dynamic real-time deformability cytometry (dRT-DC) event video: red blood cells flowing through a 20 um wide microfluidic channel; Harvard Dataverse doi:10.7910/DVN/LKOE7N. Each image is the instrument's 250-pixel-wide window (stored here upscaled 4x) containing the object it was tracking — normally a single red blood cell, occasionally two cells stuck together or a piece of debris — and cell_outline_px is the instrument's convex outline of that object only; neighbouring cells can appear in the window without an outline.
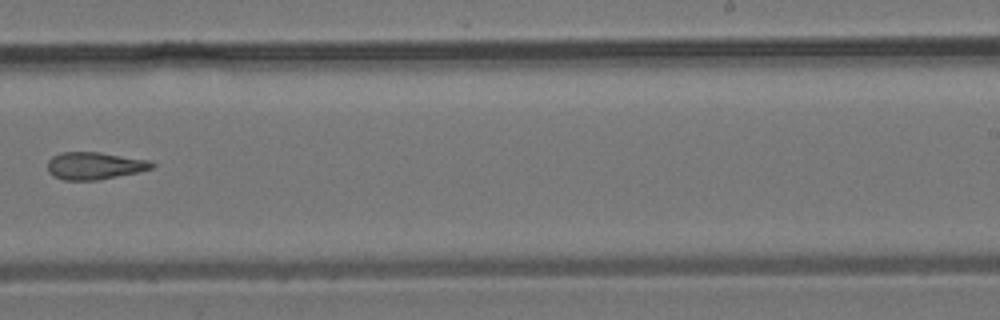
{"species": "common noctule bat (a hibernating species)", "species_latin": "Nyctalus noctula", "temperature_condition": "room temperature", "stored_images_in_passage": 31, "camera_frame_rate_fps": 3000, "um_per_image_px": 0.085, "animal": {"sex": "male", "body_mass_g": 19.2, "forearm_length_mm": 51.8}, "frame": {"image": 1, "passage_image": 22, "time_ms": 7.0, "image_size_px": [1000, 320], "cell_outline_px": [[156, 164], [152, 168], [136, 172], [96, 180], [64, 180], [52, 176], [48, 172], [48, 160], [52, 156], [60, 152], [100, 152], [148, 160]], "centroid_in_image_um": [7.98, 14.08], "position_along_channel_um": 281.0, "area_um2": 16.53}}
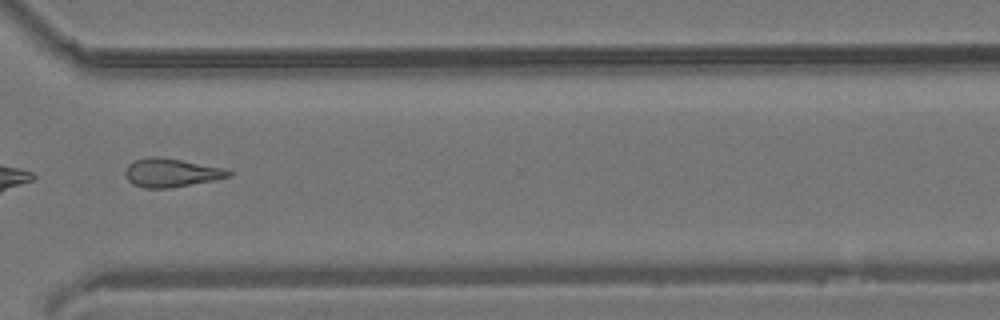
{"frame": {"image": 2, "passage_image": 26, "time_ms": 8.333, "image_size_px": [1000, 320], "cell_outline_px": [[232, 176], [216, 180], [168, 188], [144, 188], [132, 184], [128, 180], [124, 172], [128, 164], [132, 160], [148, 156], [160, 156], [224, 168], [232, 172]], "centroid_in_image_um": [14.53, 14.67], "position_along_channel_um": 356.1, "area_um2": 17.4}}